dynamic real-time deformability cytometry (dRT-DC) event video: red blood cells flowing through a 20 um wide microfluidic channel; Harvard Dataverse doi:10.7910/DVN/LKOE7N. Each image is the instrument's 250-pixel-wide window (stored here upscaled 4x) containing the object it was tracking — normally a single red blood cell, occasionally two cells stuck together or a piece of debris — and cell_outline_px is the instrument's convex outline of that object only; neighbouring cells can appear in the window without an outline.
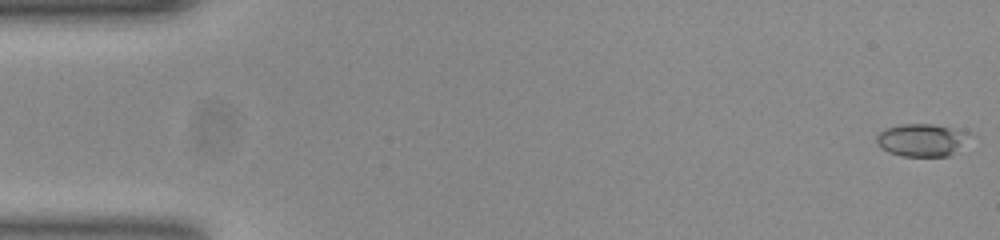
{"species": "common noctule bat (a hibernating species)", "species_latin": "Nyctalus noctula", "temperature_condition": "room temperature", "stored_images_in_passage": 54, "camera_frame_rate_fps": 3000, "um_per_image_px": 0.085, "animal": {"sex": "female", "body_mass_g": 23.0, "forearm_length_mm": 53.4}, "frame": {"image": 1, "passage_image": 2, "time_ms": 0.333, "image_size_px": [1000, 240], "cell_outline_px": [[968, 132], [952, 152], [948, 156], [900, 156], [888, 152], [880, 148], [876, 140], [876, 136], [884, 128], [900, 124], [932, 124]], "centroid_in_image_um": [78.17, 11.89], "position_along_channel_um": 6.8, "area_um2": 16.99}}
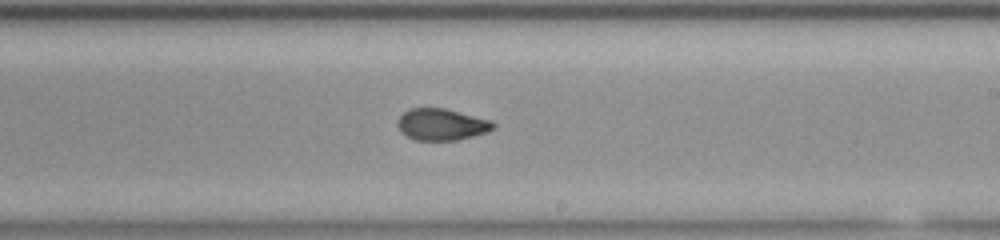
{"frame": {"image": 2, "passage_image": 32, "time_ms": 10.333, "image_size_px": [1000, 240], "cell_outline_px": [[496, 128], [488, 132], [456, 140], [416, 140], [400, 132], [396, 124], [396, 120], [408, 108], [444, 108], [492, 120], [496, 124]], "centroid_in_image_um": [37.54, 10.57], "position_along_channel_um": 251.5, "area_um2": 17.8}}
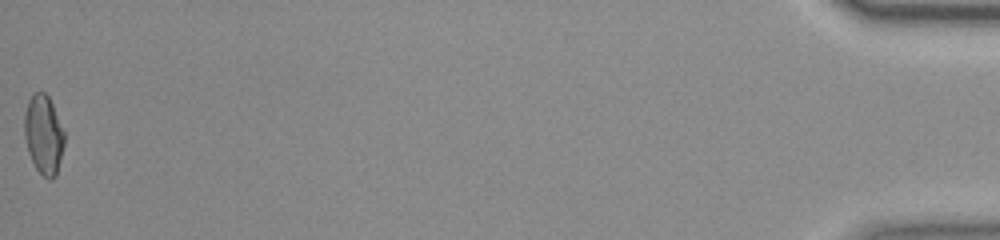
{"frame": {"image": 3, "passage_image": 54, "time_ms": 17.667, "image_size_px": [1000, 240], "cell_outline_px": [[64, 144], [56, 176], [52, 180], [48, 180], [36, 168], [28, 152], [24, 136], [24, 112], [28, 100], [32, 92], [44, 92], [48, 96], [52, 104], [64, 132]], "centroid_in_image_um": [3.69, 11.43], "position_along_channel_um": 431.5, "area_um2": 18.44}, "authors_computed_cell_mechanics": {"area_um2": 18.0047, "velocity_mm_per_s": 3.8748, "shape_relaxation_time_tau1_ms": null, "shape_relaxation_time_tau2_ms": 1.3652, "deformation_change_tau1": null, "deformation_change_tau2": 0.0704}}